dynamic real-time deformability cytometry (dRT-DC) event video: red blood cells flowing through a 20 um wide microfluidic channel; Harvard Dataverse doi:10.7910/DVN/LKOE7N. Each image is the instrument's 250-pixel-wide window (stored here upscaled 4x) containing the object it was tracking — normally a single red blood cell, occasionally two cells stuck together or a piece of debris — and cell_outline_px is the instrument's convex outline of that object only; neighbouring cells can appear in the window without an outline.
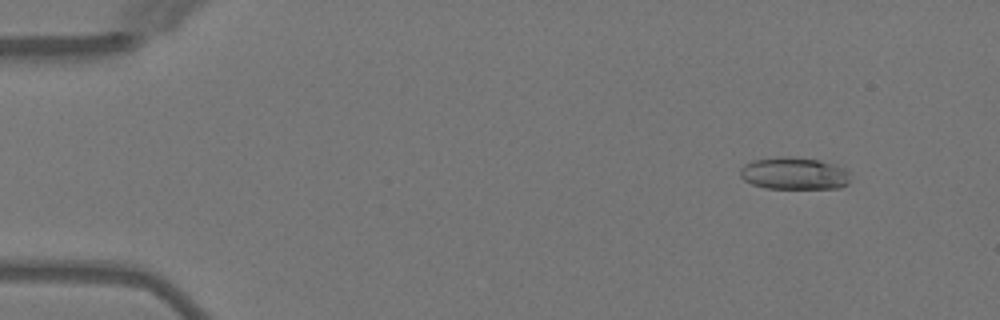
{"species": "Egyptian fruit bat (a non-hibernating species)", "species_latin": "Rousettus aegyptiacus", "temperature_condition": "warm", "stored_images_in_passage": 3, "camera_frame_rate_fps": 3000, "um_per_image_px": 0.085, "animal": {"sex": "female"}, "frame": {"image": 1, "passage_image": 1, "time_ms": 0.0, "image_size_px": [1000, 320], "cell_outline_px": [[848, 184], [840, 188], [764, 188], [752, 184], [744, 180], [740, 176], [740, 168], [744, 164], [752, 160], [776, 156], [788, 156], [820, 160], [836, 164], [844, 168], [848, 172]], "centroid_in_image_um": [67.47, 14.73], "position_along_channel_um": 17.5, "area_um2": 20.92}}
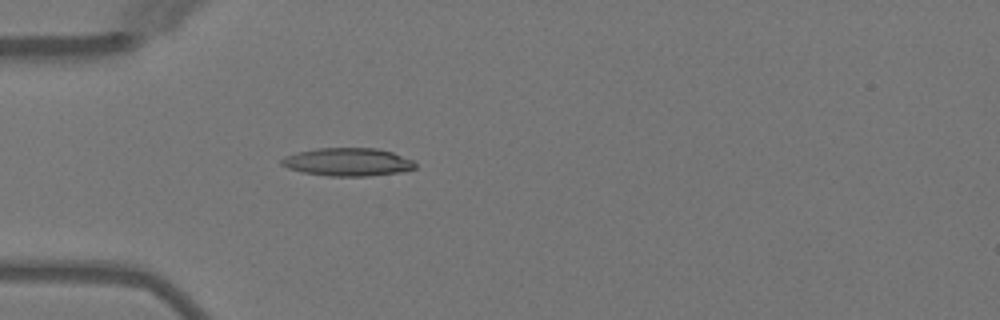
{"frame": {"image": 2, "passage_image": 3, "time_ms": 3.333, "image_size_px": [1000, 320], "cell_outline_px": [[416, 168], [400, 172], [368, 176], [328, 176], [304, 172], [288, 168], [280, 164], [280, 160], [284, 156], [296, 152], [316, 148], [376, 148], [392, 152], [412, 160], [416, 164]], "centroid_in_image_um": [29.53, 13.76], "position_along_channel_um": 55.5, "area_um2": 21.85}}